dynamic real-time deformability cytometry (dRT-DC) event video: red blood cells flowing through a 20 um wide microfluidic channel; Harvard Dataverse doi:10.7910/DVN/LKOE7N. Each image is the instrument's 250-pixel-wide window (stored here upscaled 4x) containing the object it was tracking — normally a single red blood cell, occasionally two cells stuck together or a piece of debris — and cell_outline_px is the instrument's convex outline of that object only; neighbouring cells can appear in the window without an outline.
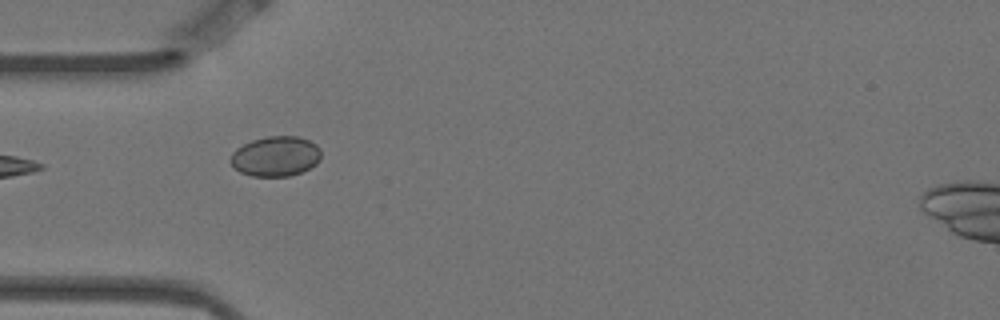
{"species": "Egyptian fruit bat (a non-hibernating species)", "species_latin": "Rousettus aegyptiacus", "temperature_condition": "warm", "stored_images_in_passage": 2, "camera_frame_rate_fps": 3000, "um_per_image_px": 0.085, "animal": {"sex": "female"}, "frame": {"image": 1, "passage_image": 1, "time_ms": 0.0, "image_size_px": [1000, 320], "cell_outline_px": [[320, 160], [316, 164], [300, 172], [288, 176], [252, 176], [240, 172], [232, 168], [228, 160], [232, 152], [236, 148], [252, 140], [264, 136], [300, 136], [316, 144], [320, 148]], "centroid_in_image_um": [23.38, 13.28], "position_along_channel_um": 61.6, "area_um2": 21.39}}
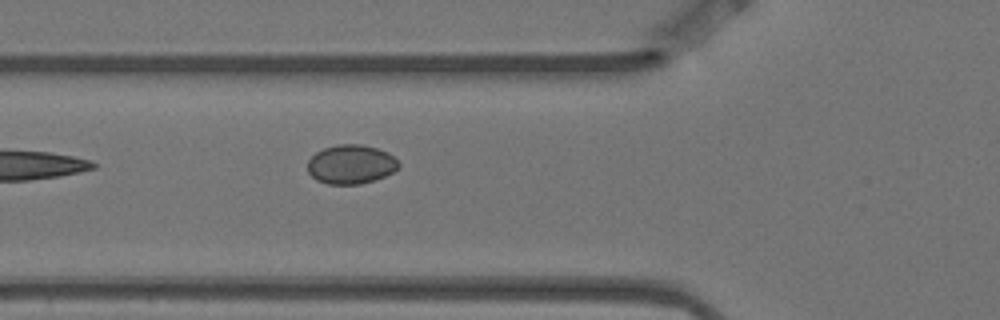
{"frame": {"image": 2, "passage_image": 2, "time_ms": 0.333, "image_size_px": [1000, 320], "cell_outline_px": [[400, 168], [384, 176], [360, 184], [328, 184], [316, 180], [308, 172], [308, 160], [316, 152], [324, 148], [336, 144], [360, 144], [376, 148], [388, 152], [400, 164]], "centroid_in_image_um": [29.82, 13.96], "position_along_channel_um": 96.0, "area_um2": 20.69}}